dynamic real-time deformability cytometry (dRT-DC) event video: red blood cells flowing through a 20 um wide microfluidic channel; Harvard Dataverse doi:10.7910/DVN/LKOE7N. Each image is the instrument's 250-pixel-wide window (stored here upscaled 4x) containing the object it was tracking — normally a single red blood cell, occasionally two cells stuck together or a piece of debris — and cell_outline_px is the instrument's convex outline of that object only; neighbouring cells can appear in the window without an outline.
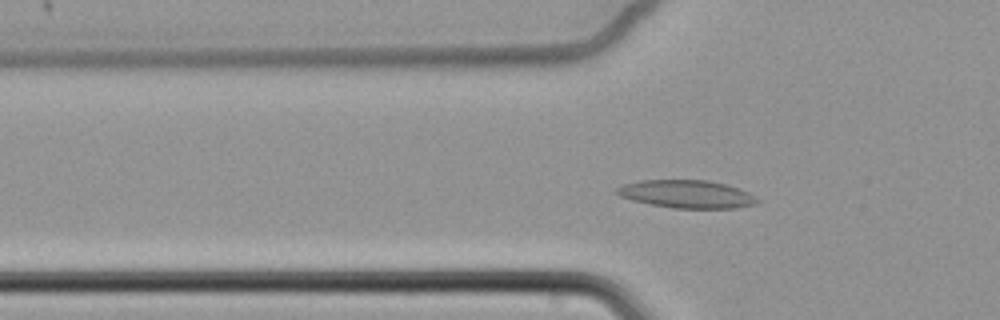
{"species": "common noctule bat (a hibernating species)", "species_latin": "Nyctalus noctula", "temperature_condition": "cold", "stored_images_in_passage": 62, "camera_frame_rate_fps": 3000, "um_per_image_px": 0.085, "animal": {"sex": "female", "body_mass_g": 22.7, "forearm_length_mm": 54.2}, "frame": {"image": 1, "passage_image": 21, "time_ms": 6.667, "image_size_px": [1000, 320], "cell_outline_px": [[760, 200], [756, 204], [736, 208], [672, 208], [632, 200], [620, 196], [612, 192], [620, 184], [640, 180], [708, 180], [724, 184], [748, 192], [756, 196]], "centroid_in_image_um": [58.33, 16.49], "position_along_channel_um": 67.5, "area_um2": 22.95}}
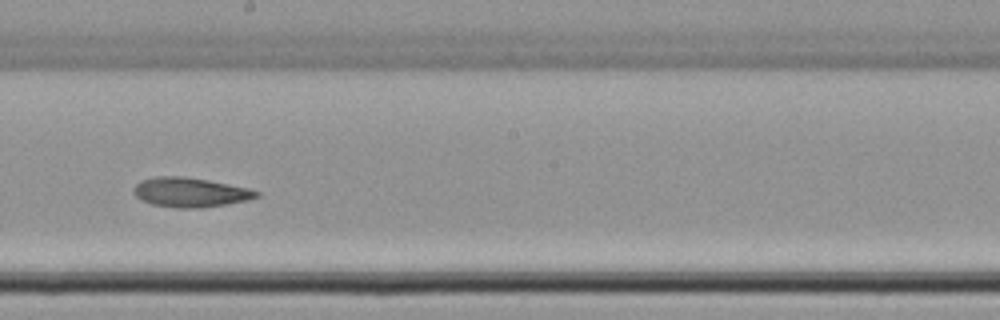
{"frame": {"image": 2, "passage_image": 36, "time_ms": 11.667, "image_size_px": [1000, 320], "cell_outline_px": [[260, 196], [248, 200], [200, 208], [176, 208], [152, 204], [140, 200], [132, 192], [132, 188], [140, 180], [156, 176], [184, 176], [208, 180], [248, 188], [260, 192]], "centroid_in_image_um": [16.12, 16.34], "position_along_channel_um": 232.1, "area_um2": 21.21}}
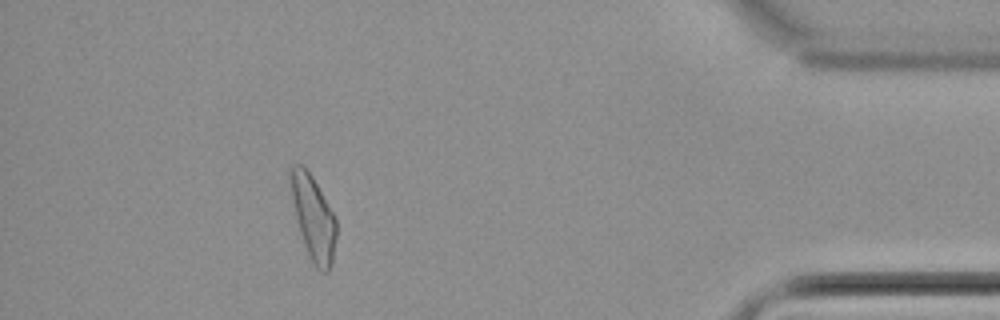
{"frame": {"image": 3, "passage_image": 56, "time_ms": 18.333, "image_size_px": [1000, 320], "cell_outline_px": [[336, 236], [332, 264], [328, 272], [320, 272], [312, 264], [304, 244], [296, 220], [292, 200], [288, 176], [288, 168], [292, 164], [304, 164], [312, 176], [336, 216]], "centroid_in_image_um": [26.61, 18.47], "position_along_channel_um": 408.6, "area_um2": 22.95}, "authors_computed_cell_mechanics": {"area_um2": 22.2241, "velocity_mm_per_s": 3.3756, "shape_relaxation_time_tau1_ms": null, "shape_relaxation_time_tau2_ms": 6.1648, "deformation_change_tau1": null, "deformation_change_tau2": 0.1214}}